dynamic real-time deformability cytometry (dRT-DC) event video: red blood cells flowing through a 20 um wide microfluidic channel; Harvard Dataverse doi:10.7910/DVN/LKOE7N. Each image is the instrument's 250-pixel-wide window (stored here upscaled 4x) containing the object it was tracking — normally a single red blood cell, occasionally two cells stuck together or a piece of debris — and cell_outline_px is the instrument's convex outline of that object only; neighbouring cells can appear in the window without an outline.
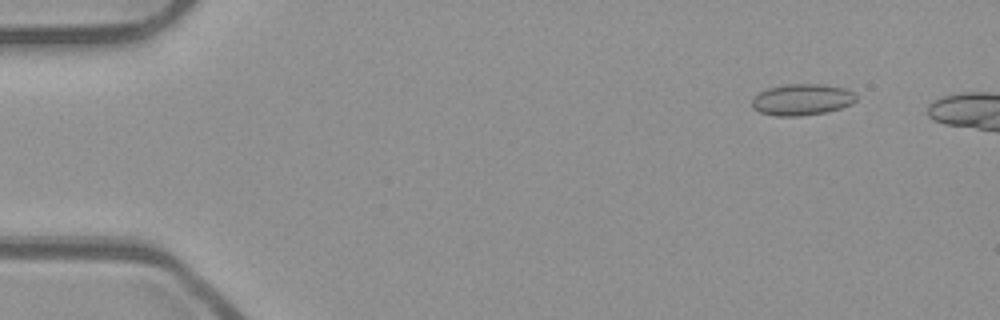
{"species": "common noctule bat (a hibernating species)", "species_latin": "Nyctalus noctula", "temperature_condition": "room temperature", "stored_images_in_passage": 44, "camera_frame_rate_fps": 3000, "um_per_image_px": 0.085, "animal": {"sex": "male", "body_mass_g": 23.1, "forearm_length_mm": 52.7}, "frame": {"image": 1, "passage_image": 2, "time_ms": 0.333, "image_size_px": [1000, 320], "cell_outline_px": [[856, 100], [852, 104], [840, 108], [824, 112], [800, 116], [776, 116], [760, 112], [752, 108], [752, 96], [768, 88], [788, 84], [824, 84], [844, 88], [856, 92]], "centroid_in_image_um": [68.17, 8.46], "position_along_channel_um": 16.8, "area_um2": 19.13}}
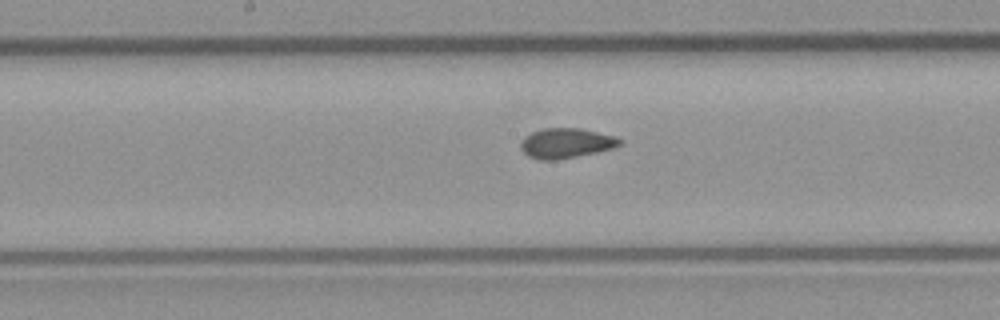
{"frame": {"image": 2, "passage_image": 24, "time_ms": 7.667, "image_size_px": [1000, 320], "cell_outline_px": [[620, 144], [612, 148], [596, 152], [556, 160], [540, 160], [528, 156], [520, 148], [520, 144], [524, 136], [532, 132], [544, 128], [580, 128], [616, 136], [620, 140]], "centroid_in_image_um": [48.08, 12.16], "position_along_channel_um": 200.1, "area_um2": 17.17}}
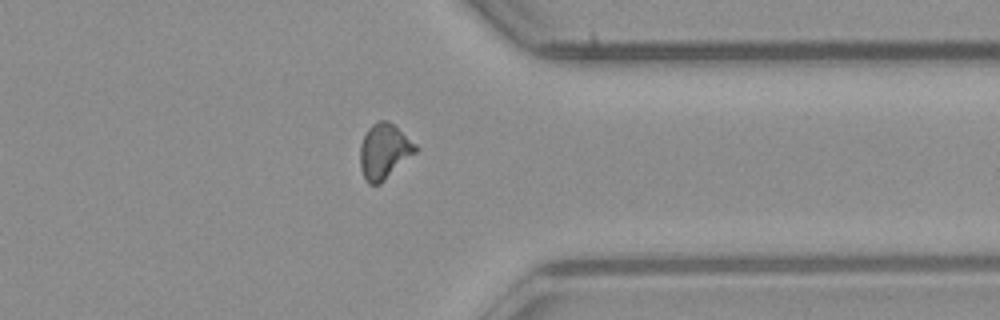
{"frame": {"image": 3, "passage_image": 38, "time_ms": 12.333, "image_size_px": [1000, 320], "cell_outline_px": [[416, 152], [380, 184], [368, 184], [360, 168], [360, 144], [368, 128], [372, 124], [380, 120], [388, 120], [416, 144]], "centroid_in_image_um": [32.63, 12.86], "position_along_channel_um": 378.8, "area_um2": 17.63}, "authors_computed_cell_mechanics": {"area_um2": 17.3111, "velocity_mm_per_s": 3.9666, "shape_relaxation_time_tau1_ms": null, "shape_relaxation_time_tau2_ms": 1.3378, "deformation_change_tau1": null, "deformation_change_tau2": 0.0592}}